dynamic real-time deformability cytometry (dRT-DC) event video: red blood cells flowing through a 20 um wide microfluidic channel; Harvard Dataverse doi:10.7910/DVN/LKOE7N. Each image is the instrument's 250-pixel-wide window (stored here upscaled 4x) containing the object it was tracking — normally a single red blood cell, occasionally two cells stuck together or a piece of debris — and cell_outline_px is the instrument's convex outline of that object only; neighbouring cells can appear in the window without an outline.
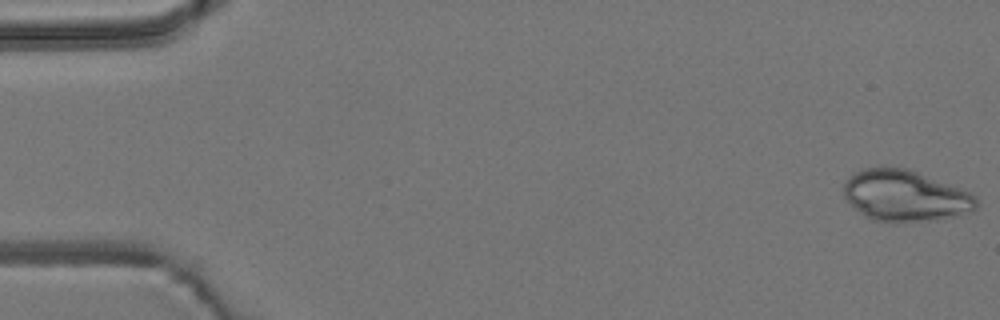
{"species": "common noctule bat (a hibernating species)", "species_latin": "Nyctalus noctula", "temperature_condition": "room temperature", "stored_images_in_passage": 53, "camera_frame_rate_fps": 3000, "um_per_image_px": 0.085, "animal": {"sex": "male", "body_mass_g": 19.2, "forearm_length_mm": 51.8}, "frame": {"image": 1, "passage_image": 1, "time_ms": 0.0, "image_size_px": [1000, 320], "cell_outline_px": [[980, 204], [972, 212], [956, 216], [936, 220], [904, 224], [892, 224], [872, 220], [864, 216], [844, 196], [844, 184], [856, 172], [864, 168], [908, 168], [968, 192], [976, 196]], "centroid_in_image_um": [76.98, 16.7], "position_along_channel_um": 8.0, "area_um2": 39.77}}